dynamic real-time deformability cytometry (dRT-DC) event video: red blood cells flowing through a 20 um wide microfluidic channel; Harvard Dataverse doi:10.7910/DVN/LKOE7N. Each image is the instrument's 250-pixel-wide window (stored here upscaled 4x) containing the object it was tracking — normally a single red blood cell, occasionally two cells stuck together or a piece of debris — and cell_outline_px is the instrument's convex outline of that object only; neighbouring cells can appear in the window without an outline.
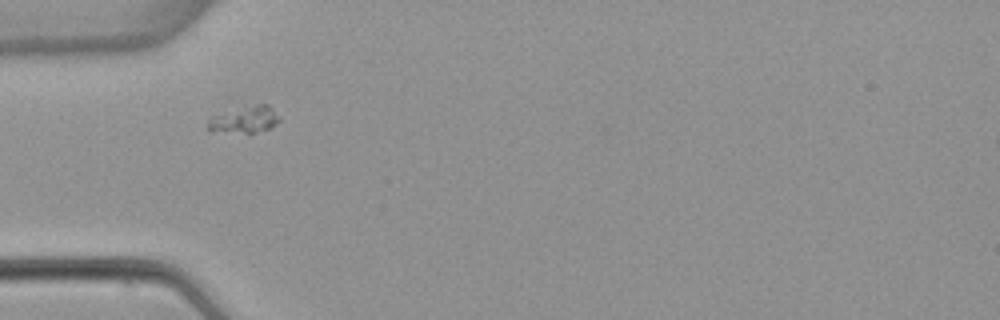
{"species": "common noctule bat (a hibernating species)", "species_latin": "Nyctalus noctula", "temperature_condition": "warm", "stored_images_in_passage": 2, "camera_frame_rate_fps": 3000, "um_per_image_px": 0.085, "animal": {"sex": "female", "body_mass_g": 22.7, "forearm_length_mm": 54.2}, "frame": {"image": 1, "passage_image": 1, "time_ms": 0.0, "image_size_px": [1000, 320], "cell_outline_px": [[280, 120], [276, 124], [268, 128], [256, 132], [208, 132], [204, 128], [208, 120], [212, 116], [256, 104], [268, 104], [280, 116]], "centroid_in_image_um": [20.74, 10.18], "position_along_channel_um": 64.3, "area_um2": 11.1}}